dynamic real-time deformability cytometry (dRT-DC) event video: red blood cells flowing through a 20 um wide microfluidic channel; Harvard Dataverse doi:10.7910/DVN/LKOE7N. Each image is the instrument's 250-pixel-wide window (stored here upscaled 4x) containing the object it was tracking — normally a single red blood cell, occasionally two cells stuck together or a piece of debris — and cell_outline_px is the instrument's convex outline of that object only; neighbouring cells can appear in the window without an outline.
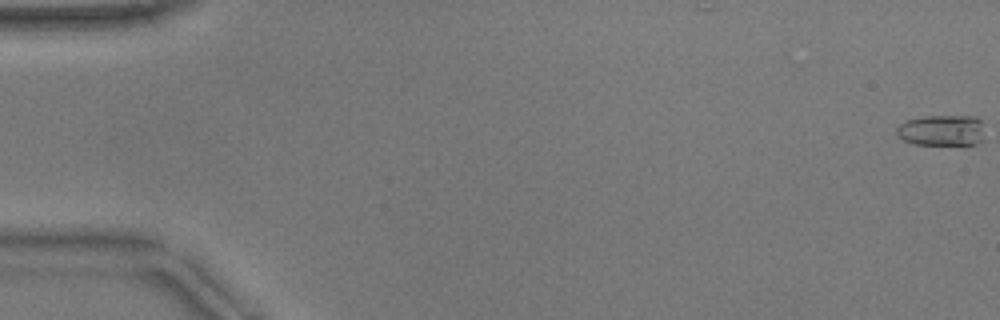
{"species": "common noctule bat (a hibernating species)", "species_latin": "Nyctalus noctula", "temperature_condition": "warm", "stored_images_in_passage": 13, "camera_frame_rate_fps": 3000, "um_per_image_px": 0.085, "animal": {"sex": "male", "body_mass_g": 17.9}, "frame": {"image": 1, "passage_image": 1, "time_ms": 0.0, "image_size_px": [1000, 320], "cell_outline_px": [[984, 140], [976, 144], [916, 144], [904, 140], [896, 132], [896, 128], [900, 124], [908, 120], [924, 116], [976, 116], [980, 120]], "centroid_in_image_um": [80.07, 11.07], "position_along_channel_um": 4.9, "area_um2": 15.72}}